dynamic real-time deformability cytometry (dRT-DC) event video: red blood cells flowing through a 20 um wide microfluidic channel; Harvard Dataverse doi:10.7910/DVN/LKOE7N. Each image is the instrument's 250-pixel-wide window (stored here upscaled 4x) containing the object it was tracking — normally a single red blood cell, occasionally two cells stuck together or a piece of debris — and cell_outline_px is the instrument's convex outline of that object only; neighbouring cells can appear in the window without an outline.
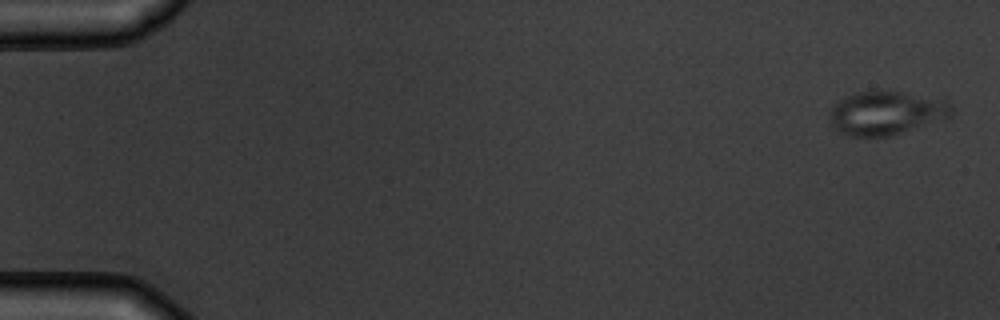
{"species": "common noctule bat (a hibernating species)", "species_latin": "Nyctalus noctula", "temperature_condition": "warm", "stored_images_in_passage": 9, "camera_frame_rate_fps": 3000, "um_per_image_px": 0.085, "animal": {"sex": "male", "body_mass_g": 19.5, "forearm_length_mm": 54.6}, "frame": {"image": 1, "passage_image": 1, "time_ms": 0.0, "image_size_px": [1000, 320], "cell_outline_px": [[956, 108], [948, 116], [892, 136], [848, 136], [836, 132], [828, 124], [832, 108], [840, 100], [856, 92], [888, 88], [948, 96]], "centroid_in_image_um": [75.42, 9.52], "position_along_channel_um": 9.6, "area_um2": 32.66}}